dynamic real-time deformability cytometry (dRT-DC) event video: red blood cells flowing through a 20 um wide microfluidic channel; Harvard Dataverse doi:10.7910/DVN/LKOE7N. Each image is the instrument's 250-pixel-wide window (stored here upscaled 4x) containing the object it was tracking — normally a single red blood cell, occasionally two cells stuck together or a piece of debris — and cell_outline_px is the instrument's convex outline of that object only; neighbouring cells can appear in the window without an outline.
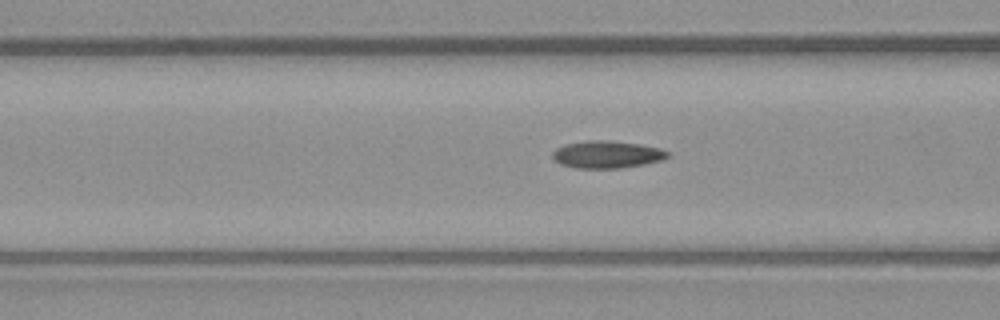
{"species": "common noctule bat (a hibernating species)", "species_latin": "Nyctalus noctula", "temperature_condition": "warm", "stored_images_in_passage": 36, "camera_frame_rate_fps": 3000, "um_per_image_px": 0.085, "animal": {"sex": "male", "body_mass_g": 23.1, "forearm_length_mm": 52.7}, "frame": {"image": 1, "passage_image": 17, "time_ms": 5.333, "image_size_px": [1000, 320], "cell_outline_px": [[668, 156], [664, 160], [644, 164], [620, 168], [576, 168], [560, 164], [552, 156], [552, 152], [556, 148], [564, 144], [588, 140], [608, 140], [640, 144], [660, 148], [668, 152]], "centroid_in_image_um": [51.58, 13.12], "position_along_channel_um": 115.0, "area_um2": 18.38}}
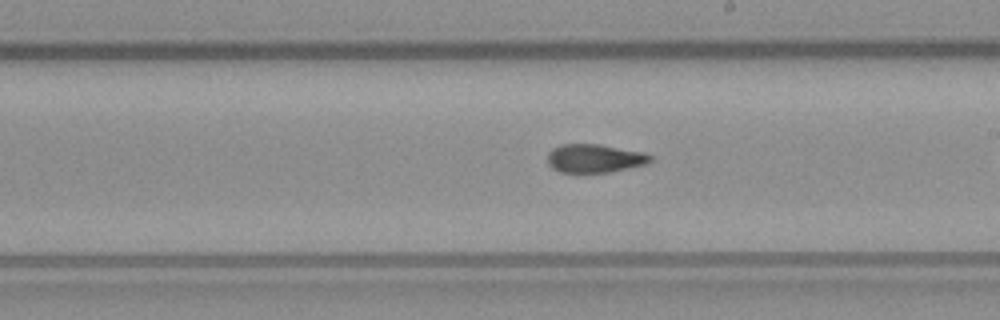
{"frame": {"image": 2, "passage_image": 26, "time_ms": 8.333, "image_size_px": [1000, 320], "cell_outline_px": [[652, 160], [648, 164], [608, 172], [560, 172], [552, 168], [548, 164], [548, 152], [552, 148], [560, 144], [600, 144], [644, 152], [652, 156]], "centroid_in_image_um": [50.55, 13.45], "position_along_channel_um": 238.5, "area_um2": 17.17}}
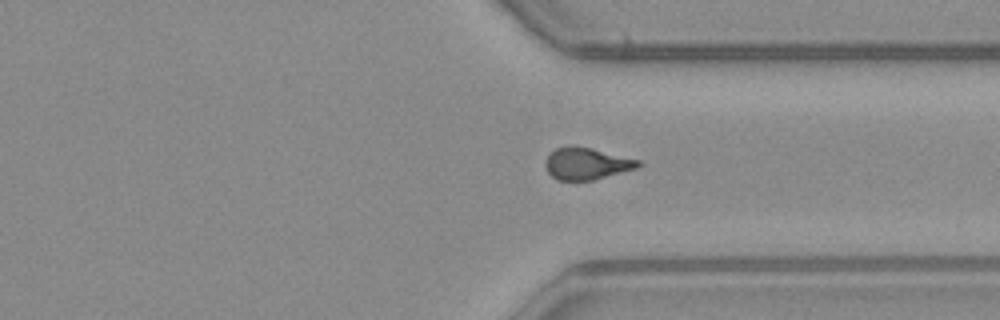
{"frame": {"image": 3, "passage_image": 35, "time_ms": 11.333, "image_size_px": [1000, 320], "cell_outline_px": [[640, 164], [636, 168], [592, 180], [556, 180], [548, 172], [544, 164], [548, 152], [556, 148], [568, 144], [572, 144], [592, 148], [640, 160]], "centroid_in_image_um": [49.79, 13.87], "position_along_channel_um": 361.6, "area_um2": 17.4}}